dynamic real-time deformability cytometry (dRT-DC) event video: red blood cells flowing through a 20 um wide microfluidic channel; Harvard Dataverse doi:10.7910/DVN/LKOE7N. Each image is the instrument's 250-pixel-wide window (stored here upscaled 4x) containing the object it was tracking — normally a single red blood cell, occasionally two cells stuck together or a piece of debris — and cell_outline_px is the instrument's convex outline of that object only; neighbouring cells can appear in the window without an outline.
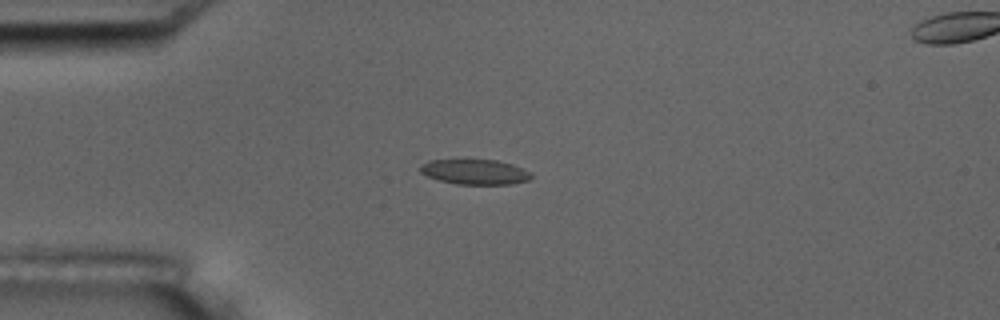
{"species": "common noctule bat (a hibernating species)", "species_latin": "Nyctalus noctula", "temperature_condition": "room temperature", "stored_images_in_passage": 15, "camera_frame_rate_fps": 3000, "um_per_image_px": 0.085, "animal": {"sex": "male", "body_mass_g": 17.5, "forearm_length_mm": 52.3}, "frame": {"image": 1, "passage_image": 3, "time_ms": 3.333, "image_size_px": [1000, 320], "cell_outline_px": [[532, 176], [528, 180], [512, 184], [456, 184], [440, 180], [428, 176], [420, 172], [420, 164], [428, 160], [496, 160], [512, 164], [528, 172]], "centroid_in_image_um": [40.32, 14.61], "position_along_channel_um": 44.7, "area_um2": 16.01}}
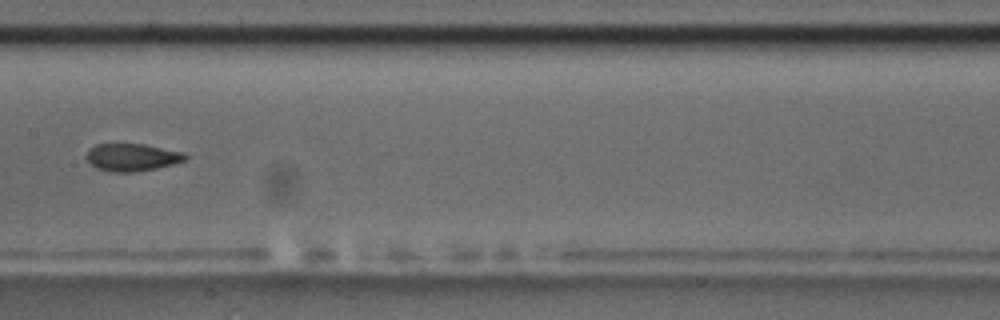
{"frame": {"image": 2, "passage_image": 7, "time_ms": 8.0, "image_size_px": [1000, 320], "cell_outline_px": [[188, 156], [184, 160], [172, 164], [156, 168], [136, 172], [112, 172], [96, 168], [84, 156], [88, 148], [96, 144], [144, 144], [184, 152]], "centroid_in_image_um": [11.19, 13.36], "position_along_channel_um": 196.2, "area_um2": 15.9}}
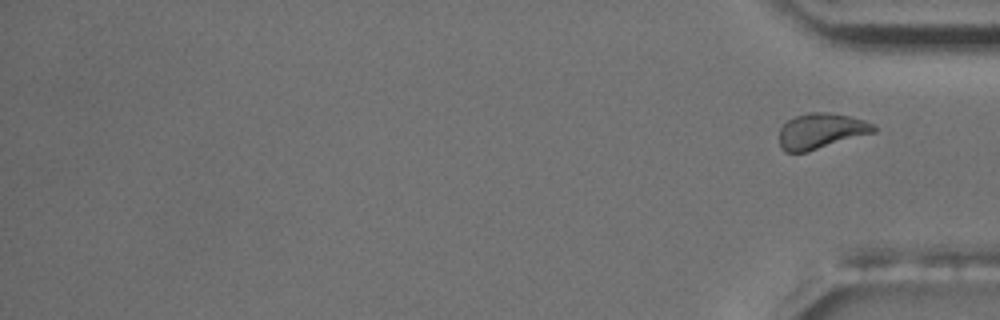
{"frame": {"image": 3, "passage_image": 15, "time_ms": 18.0, "image_size_px": [1000, 320], "cell_outline_px": [[880, 128], [876, 132], [808, 152], [784, 152], [780, 148], [780, 128], [792, 116], [808, 112], [828, 112], [852, 116], [864, 120]], "centroid_in_image_um": [69.8, 11.13], "position_along_channel_um": 365.4, "area_um2": 19.94}, "authors_computed_cell_mechanics": {"area_um2": 16.184, "velocity_mm_per_s": 3.65, "shape_relaxation_time_tau1_ms": 3.6936, "shape_relaxation_time_tau2_ms": null, "deformation_change_tau1": 0.1206, "deformation_change_tau2": null}}